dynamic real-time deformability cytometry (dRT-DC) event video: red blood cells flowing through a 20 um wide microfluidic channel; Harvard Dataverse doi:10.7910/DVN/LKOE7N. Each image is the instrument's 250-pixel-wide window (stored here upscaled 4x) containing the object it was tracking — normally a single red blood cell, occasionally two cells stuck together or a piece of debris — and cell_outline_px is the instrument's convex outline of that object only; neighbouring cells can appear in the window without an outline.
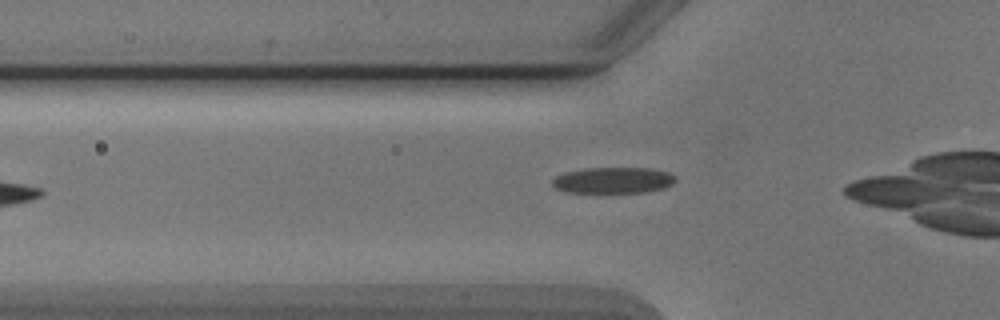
{"species": "Egyptian fruit bat (a non-hibernating species)", "species_latin": "Rousettus aegyptiacus", "temperature_condition": "cold", "stored_images_in_passage": 7, "camera_frame_rate_fps": 3000, "um_per_image_px": 0.085, "animal": {"sex": "male"}, "frame": {"image": 1, "passage_image": 2, "time_ms": 0.333, "image_size_px": [1000, 320], "cell_outline_px": [[676, 180], [672, 184], [664, 188], [644, 192], [564, 192], [556, 188], [552, 184], [552, 180], [556, 176], [564, 172], [584, 168], [652, 168], [668, 172], [676, 176]], "centroid_in_image_um": [52.12, 15.31], "position_along_channel_um": 73.7, "area_um2": 18.79}}
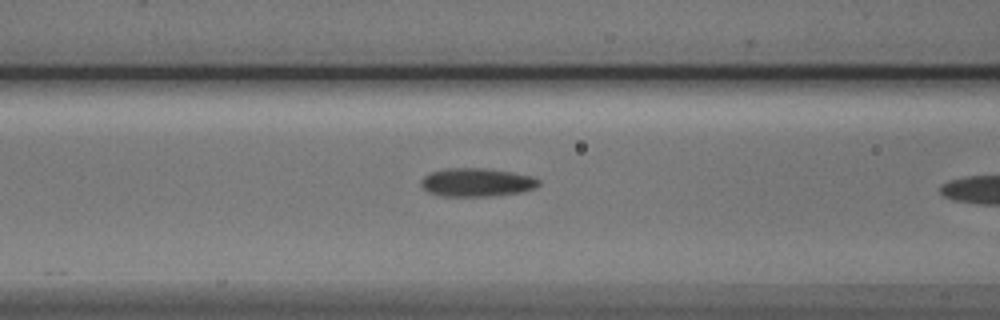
{"frame": {"image": 2, "passage_image": 6, "time_ms": 1.667, "image_size_px": [1000, 320], "cell_outline_px": [[540, 184], [536, 188], [520, 192], [488, 196], [444, 196], [428, 192], [420, 184], [420, 180], [424, 176], [432, 172], [448, 168], [484, 168], [512, 172], [532, 176], [540, 180]], "centroid_in_image_um": [40.53, 15.49], "position_along_channel_um": 126.1, "area_um2": 19.42}}